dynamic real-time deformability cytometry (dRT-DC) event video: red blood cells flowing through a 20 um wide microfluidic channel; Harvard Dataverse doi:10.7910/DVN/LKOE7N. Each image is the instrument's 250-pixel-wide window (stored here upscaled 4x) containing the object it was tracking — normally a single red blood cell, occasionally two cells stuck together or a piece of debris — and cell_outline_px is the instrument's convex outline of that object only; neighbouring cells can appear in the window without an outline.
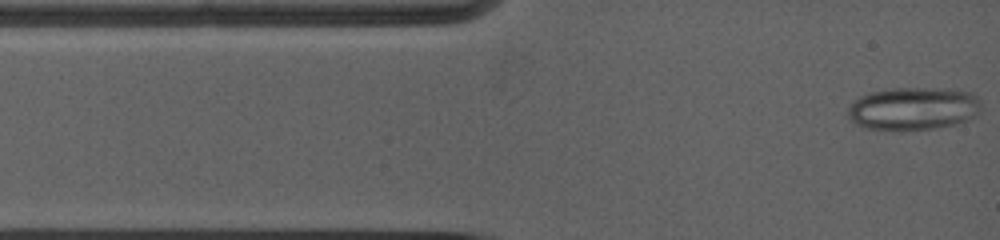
{"species": "common noctule bat (a hibernating species)", "species_latin": "Nyctalus noctula", "temperature_condition": "warm", "stored_images_in_passage": 7, "camera_frame_rate_fps": 5000, "um_per_image_px": 0.085, "animal": {"sex": "female", "body_mass_g": 19.0, "forearm_length_mm": 53.3}, "frame": {"image": 1, "passage_image": 1, "time_ms": 0.0, "image_size_px": [1000, 240], "cell_outline_px": [[980, 112], [976, 116], [968, 120], [956, 124], [932, 128], [868, 128], [852, 120], [848, 116], [848, 108], [852, 100], [860, 96], [872, 92], [892, 88], [948, 88], [972, 92], [980, 100]], "centroid_in_image_um": [77.69, 9.18], "position_along_channel_um": 7.3, "area_um2": 32.89}}
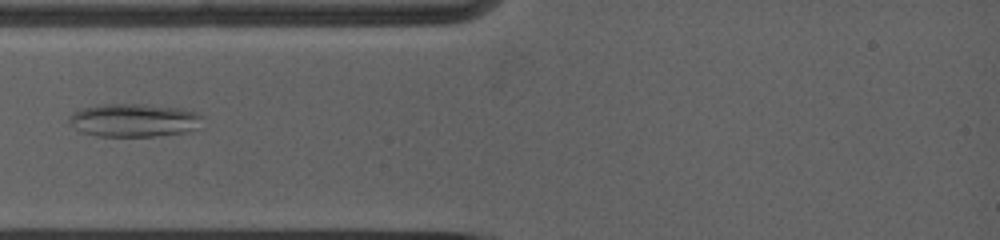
{"frame": {"image": 2, "passage_image": 6, "time_ms": 2.8, "image_size_px": [1000, 240], "cell_outline_px": [[204, 116], [196, 128], [188, 132], [156, 136], [96, 136], [80, 132], [68, 124], [68, 116], [72, 112], [84, 108], [104, 104], [144, 104], [180, 108], [196, 112]], "centroid_in_image_um": [11.35, 10.22], "position_along_channel_um": 73.6, "area_um2": 26.01}}